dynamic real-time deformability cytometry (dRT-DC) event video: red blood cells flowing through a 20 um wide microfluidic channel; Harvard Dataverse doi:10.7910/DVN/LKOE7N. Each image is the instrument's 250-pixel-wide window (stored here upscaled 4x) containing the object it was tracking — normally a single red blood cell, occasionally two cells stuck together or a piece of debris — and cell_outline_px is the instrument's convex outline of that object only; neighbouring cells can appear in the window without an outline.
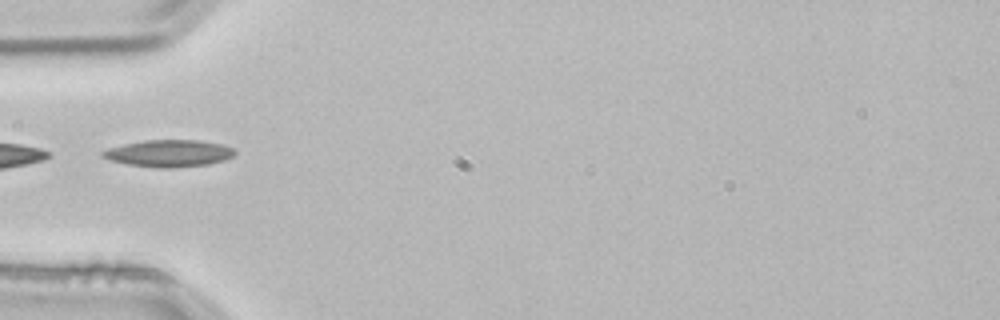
{"species": "common noctule bat (a hibernating species)", "species_latin": "Nyctalus noctula", "temperature_condition": "room temperature", "stored_images_in_passage": 4, "camera_frame_rate_fps": 3000, "um_per_image_px": 0.085, "animal": {"sex": "male", "body_mass_g": 21.5, "forearm_length_mm": 52.0}, "frame": {"image": 1, "passage_image": 4, "time_ms": 1.0, "image_size_px": [1000, 320], "cell_outline_px": [[236, 152], [232, 156], [224, 160], [208, 164], [168, 168], [160, 168], [128, 164], [108, 160], [100, 156], [100, 152], [108, 148], [124, 144], [144, 140], [200, 140], [220, 144], [232, 148]], "centroid_in_image_um": [14.3, 13.03], "position_along_channel_um": 70.7, "area_um2": 20.69}}